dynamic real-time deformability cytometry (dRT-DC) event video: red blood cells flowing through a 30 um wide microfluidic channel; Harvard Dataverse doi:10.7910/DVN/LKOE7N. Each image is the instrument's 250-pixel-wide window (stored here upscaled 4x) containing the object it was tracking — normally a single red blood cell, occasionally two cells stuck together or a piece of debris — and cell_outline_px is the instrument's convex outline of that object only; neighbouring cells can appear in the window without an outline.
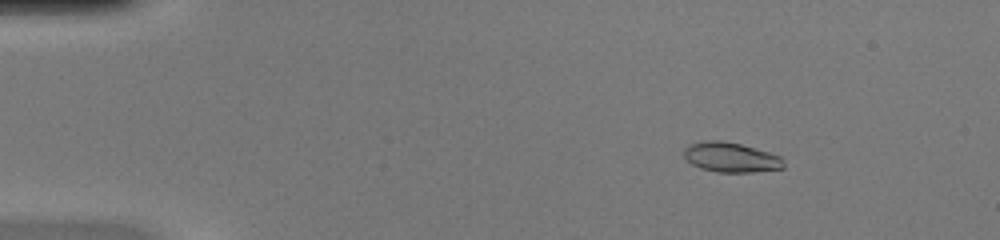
{"species": "common noctule bat (a hibernating species)", "species_latin": "Nyctalus noctula", "temperature_condition": "warm", "stored_images_in_passage": 50, "camera_frame_rate_fps": 3000, "um_per_image_px": 0.085, "animal": {"sex": "female", "body_mass_g": 20.0, "forearm_length_mm": 54.0}, "frame": {"image": 1, "passage_image": 8, "time_ms": 2.333, "image_size_px": [1000, 240], "cell_outline_px": [[784, 168], [752, 172], [716, 172], [700, 168], [692, 164], [684, 156], [684, 148], [688, 144], [704, 140], [720, 140], [740, 144], [768, 152], [780, 156], [784, 164]], "centroid_in_image_um": [62.09, 13.37], "position_along_channel_um": 22.9, "area_um2": 17.28}}
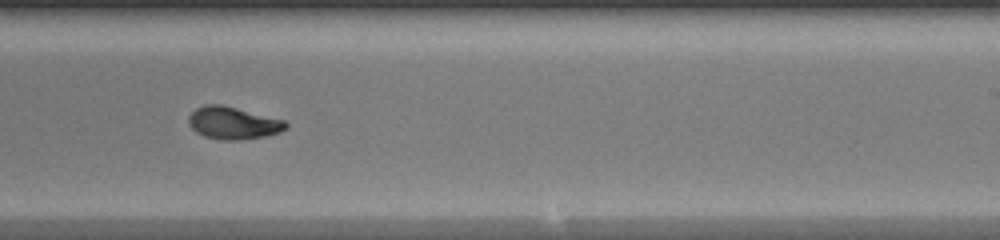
{"frame": {"image": 2, "passage_image": 32, "time_ms": 10.333, "image_size_px": [1000, 240], "cell_outline_px": [[288, 128], [280, 132], [264, 136], [236, 140], [220, 140], [204, 136], [196, 132], [188, 124], [188, 116], [196, 108], [204, 104], [220, 104], [284, 120], [288, 124]], "centroid_in_image_um": [19.78, 10.45], "position_along_channel_um": 269.2, "area_um2": 18.26}}
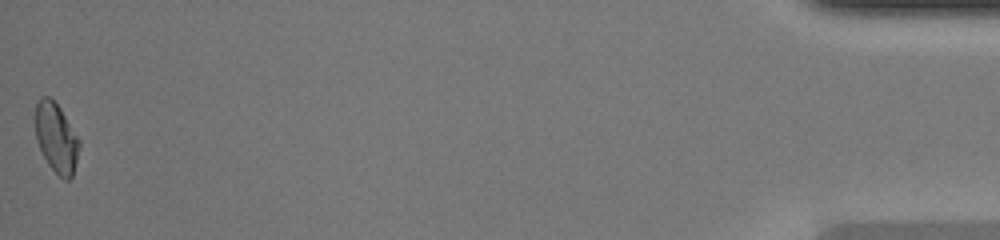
{"frame": {"image": 3, "passage_image": 50, "time_ms": 16.333, "image_size_px": [1000, 240], "cell_outline_px": [[80, 144], [72, 176], [68, 180], [64, 180], [48, 164], [36, 140], [36, 104], [40, 96], [48, 96], [60, 108], [80, 140]], "centroid_in_image_um": [4.78, 11.7], "position_along_channel_um": 430.4, "area_um2": 17.46}, "authors_computed_cell_mechanics": {"area_um2": 17.8891, "velocity_mm_per_s": 4.2505, "shape_relaxation_time_tau1_ms": 8.4911, "shape_relaxation_time_tau2_ms": 1.0965, "deformation_change_tau1": 0.2694, "deformation_change_tau2": 0.0459}}